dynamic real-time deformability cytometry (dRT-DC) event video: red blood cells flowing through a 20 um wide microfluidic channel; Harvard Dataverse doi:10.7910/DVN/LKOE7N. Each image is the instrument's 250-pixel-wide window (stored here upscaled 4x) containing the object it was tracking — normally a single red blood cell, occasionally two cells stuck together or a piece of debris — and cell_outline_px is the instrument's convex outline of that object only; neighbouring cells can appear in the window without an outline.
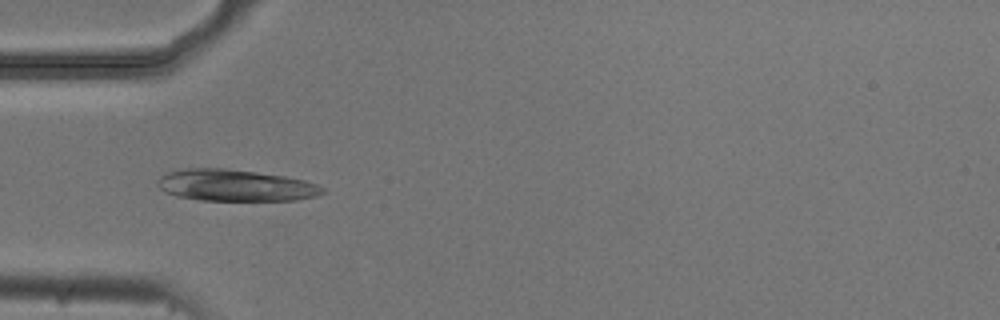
{"species": "common noctule bat (a hibernating species)", "species_latin": "Nyctalus noctula", "temperature_condition": "cold", "stored_images_in_passage": 14, "camera_frame_rate_fps": 3000, "um_per_image_px": 0.085, "animal": {"sex": "male", "body_mass_g": 20.5, "forearm_length_mm": 52.5}, "frame": {"image": 1, "passage_image": 4, "time_ms": 1.0, "image_size_px": [1000, 320], "cell_outline_px": [[324, 192], [316, 196], [296, 200], [200, 200], [176, 196], [164, 192], [156, 184], [156, 180], [160, 176], [168, 172], [184, 168], [224, 168], [284, 176], [304, 180], [316, 184], [324, 188]], "centroid_in_image_um": [19.95, 15.75], "position_along_channel_um": 65.0, "area_um2": 30.35}}
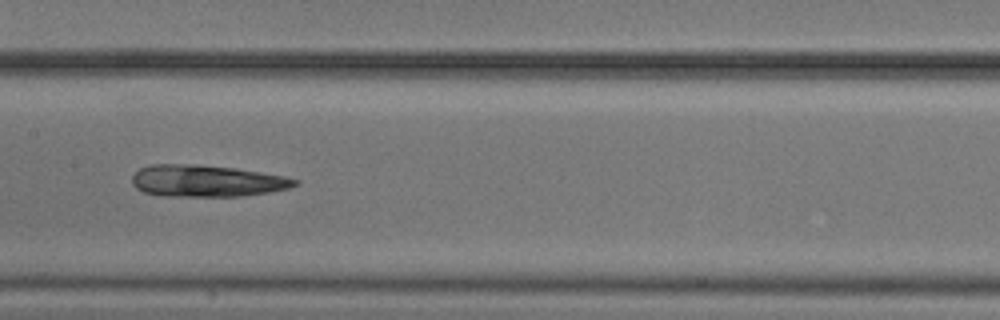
{"frame": {"image": 2, "passage_image": 7, "time_ms": 2.0, "image_size_px": [1000, 320], "cell_outline_px": [[300, 180], [296, 184], [288, 188], [268, 192], [240, 196], [164, 196], [144, 192], [136, 188], [132, 184], [132, 176], [140, 168], [152, 164], [196, 164], [236, 168], [284, 176]], "centroid_in_image_um": [17.54, 15.37], "position_along_channel_um": 189.9, "area_um2": 30.06}}
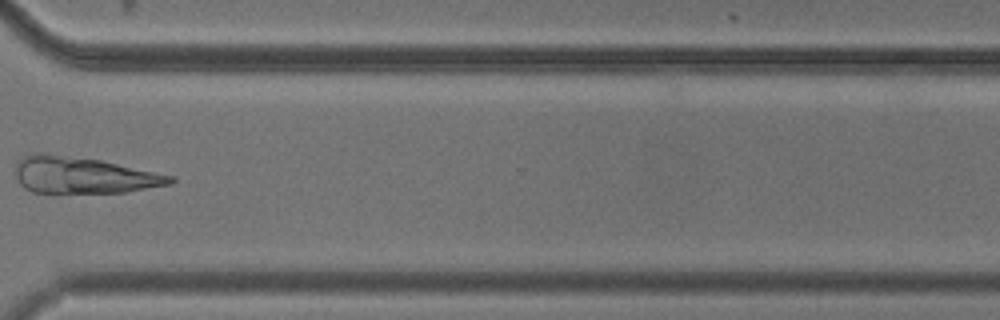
{"frame": {"image": 3, "passage_image": 11, "time_ms": 3.333, "image_size_px": [1000, 320], "cell_outline_px": [[176, 180], [168, 184], [124, 192], [52, 196], [32, 192], [24, 188], [20, 184], [16, 176], [16, 160], [20, 156], [32, 152], [48, 152], [100, 160], [176, 176]], "centroid_in_image_um": [6.97, 14.92], "position_along_channel_um": 363.6, "area_um2": 34.45}}